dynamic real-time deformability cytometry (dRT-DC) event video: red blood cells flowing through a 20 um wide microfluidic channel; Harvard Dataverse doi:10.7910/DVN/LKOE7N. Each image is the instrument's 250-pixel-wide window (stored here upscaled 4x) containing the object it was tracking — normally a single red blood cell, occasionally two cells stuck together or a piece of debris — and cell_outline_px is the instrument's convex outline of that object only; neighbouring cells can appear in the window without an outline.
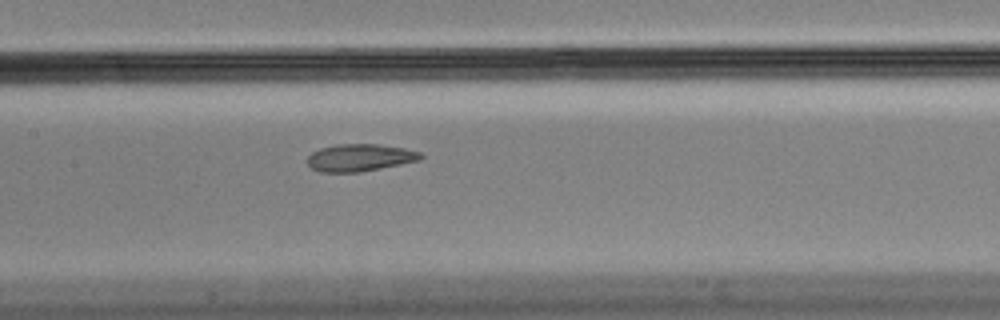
{"species": "Egyptian fruit bat (a non-hibernating species)", "species_latin": "Rousettus aegyptiacus", "temperature_condition": "cold", "stored_images_in_passage": 9, "camera_frame_rate_fps": 3000, "um_per_image_px": 0.085, "animal": {"sex": "male"}, "frame": {"image": 1, "passage_image": 9, "time_ms": 2.667, "image_size_px": [1000, 320], "cell_outline_px": [[424, 156], [420, 160], [360, 172], [320, 172], [312, 168], [308, 164], [308, 156], [312, 152], [320, 148], [336, 144], [380, 144], [404, 148], [420, 152]], "centroid_in_image_um": [30.58, 13.39], "position_along_channel_um": 176.8, "area_um2": 17.98}}